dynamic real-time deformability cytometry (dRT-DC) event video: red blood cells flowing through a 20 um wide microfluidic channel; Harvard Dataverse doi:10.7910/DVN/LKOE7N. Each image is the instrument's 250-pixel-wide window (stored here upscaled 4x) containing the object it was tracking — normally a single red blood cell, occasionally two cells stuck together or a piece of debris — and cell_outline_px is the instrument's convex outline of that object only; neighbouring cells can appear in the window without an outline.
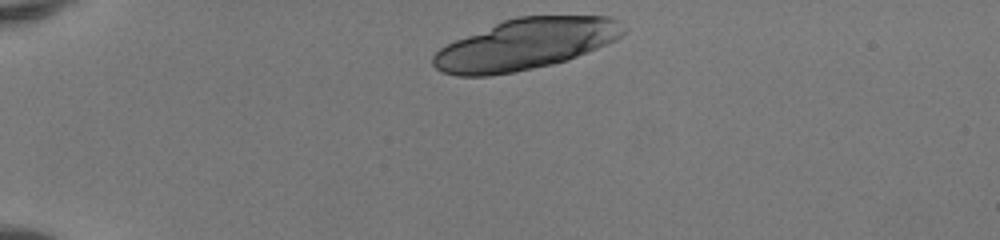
{"species": "human", "species_latin": "Homo sapiens", "temperature_condition": "room temperature", "stored_images_in_passage": 35, "camera_frame_rate_fps": 3000, "um_per_image_px": 0.085, "donor": {"sex": "female"}, "frame": {"image": 1, "passage_image": 1, "time_ms": 0.0, "image_size_px": [1000, 240], "cell_outline_px": [[628, 28], [620, 36], [596, 48], [576, 56], [552, 64], [512, 72], [488, 76], [456, 76], [440, 72], [432, 64], [432, 56], [440, 48], [456, 40], [504, 20], [516, 16], [608, 16], [616, 20]], "centroid_in_image_um": [44.63, 3.76], "position_along_channel_um": 40.4, "area_um2": 55.78}}